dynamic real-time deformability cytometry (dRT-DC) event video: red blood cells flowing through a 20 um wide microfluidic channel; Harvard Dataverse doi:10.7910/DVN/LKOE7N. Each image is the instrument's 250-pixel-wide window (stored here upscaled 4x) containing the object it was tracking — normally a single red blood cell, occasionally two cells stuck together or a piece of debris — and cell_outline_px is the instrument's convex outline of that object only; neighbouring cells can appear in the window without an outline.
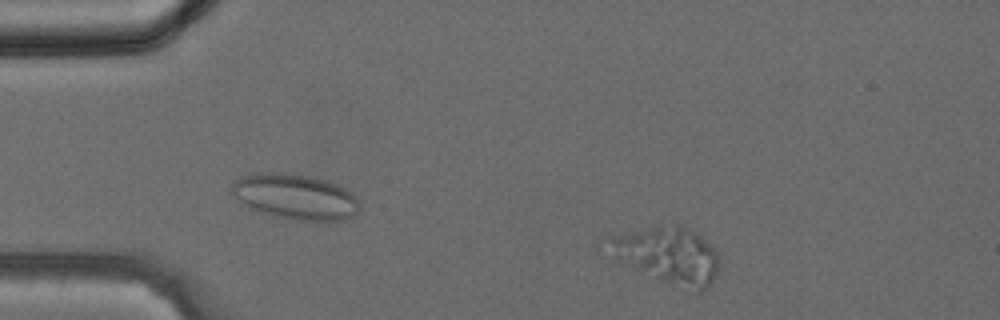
{"species": "common noctule bat (a hibernating species)", "species_latin": "Nyctalus noctula", "temperature_condition": "cold", "stored_images_in_passage": 31, "camera_frame_rate_fps": 3000, "um_per_image_px": 0.085, "animal": {"sex": "female", "body_mass_g": 24.6, "forearm_length_mm": 56.2}, "frame": {"image": 1, "passage_image": 1, "time_ms": 0.0, "image_size_px": [1000, 320], "cell_outline_px": [[720, 268], [712, 284], [708, 288], [700, 292], [696, 292], [596, 252], [592, 244], [612, 236], [660, 224], [676, 224], [696, 232], [716, 252], [720, 264]], "centroid_in_image_um": [56.58, 21.64], "position_along_channel_um": 28.4, "area_um2": 37.4}}
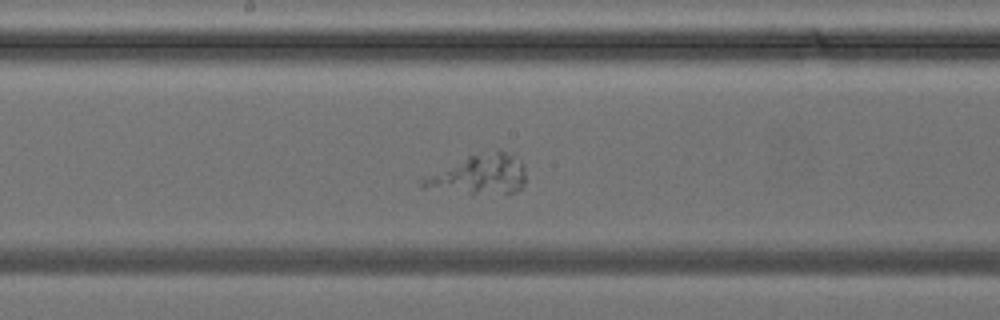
{"frame": {"image": 2, "passage_image": 16, "time_ms": 5.0, "image_size_px": [1000, 320], "cell_outline_px": [[524, 184], [516, 192], [468, 192], [420, 188], [416, 184], [416, 180], [420, 176], [468, 156], [496, 148], [500, 148], [512, 156], [524, 168]], "centroid_in_image_um": [40.59, 14.81], "position_along_channel_um": 207.6, "area_um2": 23.76}}
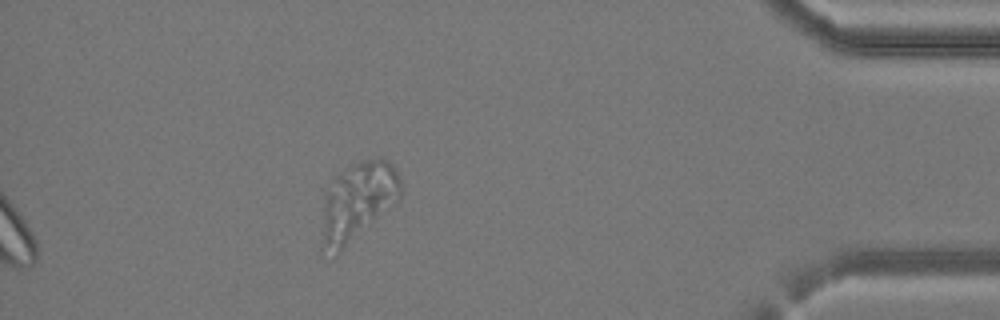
{"frame": {"image": 3, "passage_image": 31, "time_ms": 10.0, "image_size_px": [1000, 320], "cell_outline_px": [[404, 188], [396, 204], [336, 256], [320, 248], [324, 208], [328, 192], [336, 176], [348, 164], [364, 160], [388, 160], [396, 168], [404, 184]], "centroid_in_image_um": [30.46, 17.15], "position_along_channel_um": 404.7, "area_um2": 36.3}}